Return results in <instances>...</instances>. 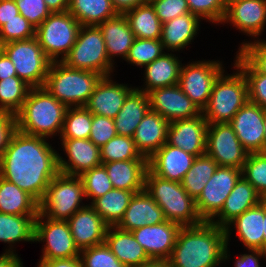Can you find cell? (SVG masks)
I'll use <instances>...</instances> for the list:
<instances>
[{
    "mask_svg": "<svg viewBox=\"0 0 266 267\" xmlns=\"http://www.w3.org/2000/svg\"><path fill=\"white\" fill-rule=\"evenodd\" d=\"M162 24L189 13L187 0H149Z\"/></svg>",
    "mask_w": 266,
    "mask_h": 267,
    "instance_id": "53",
    "label": "cell"
},
{
    "mask_svg": "<svg viewBox=\"0 0 266 267\" xmlns=\"http://www.w3.org/2000/svg\"><path fill=\"white\" fill-rule=\"evenodd\" d=\"M190 13L198 16L202 22L220 26L226 14L223 0H187Z\"/></svg>",
    "mask_w": 266,
    "mask_h": 267,
    "instance_id": "47",
    "label": "cell"
},
{
    "mask_svg": "<svg viewBox=\"0 0 266 267\" xmlns=\"http://www.w3.org/2000/svg\"><path fill=\"white\" fill-rule=\"evenodd\" d=\"M93 114L85 107H68L59 139H89Z\"/></svg>",
    "mask_w": 266,
    "mask_h": 267,
    "instance_id": "42",
    "label": "cell"
},
{
    "mask_svg": "<svg viewBox=\"0 0 266 267\" xmlns=\"http://www.w3.org/2000/svg\"><path fill=\"white\" fill-rule=\"evenodd\" d=\"M17 76L16 69L8 56L0 49V80Z\"/></svg>",
    "mask_w": 266,
    "mask_h": 267,
    "instance_id": "58",
    "label": "cell"
},
{
    "mask_svg": "<svg viewBox=\"0 0 266 267\" xmlns=\"http://www.w3.org/2000/svg\"><path fill=\"white\" fill-rule=\"evenodd\" d=\"M35 31L36 28L19 13L0 27V46L11 41L34 38Z\"/></svg>",
    "mask_w": 266,
    "mask_h": 267,
    "instance_id": "49",
    "label": "cell"
},
{
    "mask_svg": "<svg viewBox=\"0 0 266 267\" xmlns=\"http://www.w3.org/2000/svg\"><path fill=\"white\" fill-rule=\"evenodd\" d=\"M31 88L17 76L0 80V111L16 115L21 110Z\"/></svg>",
    "mask_w": 266,
    "mask_h": 267,
    "instance_id": "40",
    "label": "cell"
},
{
    "mask_svg": "<svg viewBox=\"0 0 266 267\" xmlns=\"http://www.w3.org/2000/svg\"><path fill=\"white\" fill-rule=\"evenodd\" d=\"M45 3L52 13L66 12L69 9L70 0H45Z\"/></svg>",
    "mask_w": 266,
    "mask_h": 267,
    "instance_id": "61",
    "label": "cell"
},
{
    "mask_svg": "<svg viewBox=\"0 0 266 267\" xmlns=\"http://www.w3.org/2000/svg\"><path fill=\"white\" fill-rule=\"evenodd\" d=\"M79 177L83 182L88 204H91L96 198L105 195L114 188L103 165L87 170Z\"/></svg>",
    "mask_w": 266,
    "mask_h": 267,
    "instance_id": "45",
    "label": "cell"
},
{
    "mask_svg": "<svg viewBox=\"0 0 266 267\" xmlns=\"http://www.w3.org/2000/svg\"><path fill=\"white\" fill-rule=\"evenodd\" d=\"M67 221L80 251L105 242L108 225L90 204L75 212Z\"/></svg>",
    "mask_w": 266,
    "mask_h": 267,
    "instance_id": "24",
    "label": "cell"
},
{
    "mask_svg": "<svg viewBox=\"0 0 266 267\" xmlns=\"http://www.w3.org/2000/svg\"><path fill=\"white\" fill-rule=\"evenodd\" d=\"M169 124L159 113L147 112L132 137L142 156L150 158L167 142Z\"/></svg>",
    "mask_w": 266,
    "mask_h": 267,
    "instance_id": "28",
    "label": "cell"
},
{
    "mask_svg": "<svg viewBox=\"0 0 266 267\" xmlns=\"http://www.w3.org/2000/svg\"><path fill=\"white\" fill-rule=\"evenodd\" d=\"M131 31L138 39H160L162 23L148 1L124 13Z\"/></svg>",
    "mask_w": 266,
    "mask_h": 267,
    "instance_id": "37",
    "label": "cell"
},
{
    "mask_svg": "<svg viewBox=\"0 0 266 267\" xmlns=\"http://www.w3.org/2000/svg\"><path fill=\"white\" fill-rule=\"evenodd\" d=\"M82 267H126L112 253L106 243L81 250Z\"/></svg>",
    "mask_w": 266,
    "mask_h": 267,
    "instance_id": "48",
    "label": "cell"
},
{
    "mask_svg": "<svg viewBox=\"0 0 266 267\" xmlns=\"http://www.w3.org/2000/svg\"><path fill=\"white\" fill-rule=\"evenodd\" d=\"M111 2L118 14H124L129 10L135 9L139 5L147 3L148 0H111Z\"/></svg>",
    "mask_w": 266,
    "mask_h": 267,
    "instance_id": "59",
    "label": "cell"
},
{
    "mask_svg": "<svg viewBox=\"0 0 266 267\" xmlns=\"http://www.w3.org/2000/svg\"><path fill=\"white\" fill-rule=\"evenodd\" d=\"M0 49L14 64L18 78L32 88L44 86L52 61L35 37L5 43Z\"/></svg>",
    "mask_w": 266,
    "mask_h": 267,
    "instance_id": "10",
    "label": "cell"
},
{
    "mask_svg": "<svg viewBox=\"0 0 266 267\" xmlns=\"http://www.w3.org/2000/svg\"><path fill=\"white\" fill-rule=\"evenodd\" d=\"M263 222H264L263 251L266 252V204L265 202H264V221Z\"/></svg>",
    "mask_w": 266,
    "mask_h": 267,
    "instance_id": "63",
    "label": "cell"
},
{
    "mask_svg": "<svg viewBox=\"0 0 266 267\" xmlns=\"http://www.w3.org/2000/svg\"><path fill=\"white\" fill-rule=\"evenodd\" d=\"M37 267H82L80 257L54 260H38Z\"/></svg>",
    "mask_w": 266,
    "mask_h": 267,
    "instance_id": "57",
    "label": "cell"
},
{
    "mask_svg": "<svg viewBox=\"0 0 266 267\" xmlns=\"http://www.w3.org/2000/svg\"><path fill=\"white\" fill-rule=\"evenodd\" d=\"M36 217L0 213V242L8 245L2 254H18L17 243H34Z\"/></svg>",
    "mask_w": 266,
    "mask_h": 267,
    "instance_id": "33",
    "label": "cell"
},
{
    "mask_svg": "<svg viewBox=\"0 0 266 267\" xmlns=\"http://www.w3.org/2000/svg\"><path fill=\"white\" fill-rule=\"evenodd\" d=\"M242 176L264 198L266 196V152L248 153Z\"/></svg>",
    "mask_w": 266,
    "mask_h": 267,
    "instance_id": "46",
    "label": "cell"
},
{
    "mask_svg": "<svg viewBox=\"0 0 266 267\" xmlns=\"http://www.w3.org/2000/svg\"><path fill=\"white\" fill-rule=\"evenodd\" d=\"M114 75L103 77L85 107L94 115L115 118L121 110L128 94L135 88L133 84L114 81Z\"/></svg>",
    "mask_w": 266,
    "mask_h": 267,
    "instance_id": "20",
    "label": "cell"
},
{
    "mask_svg": "<svg viewBox=\"0 0 266 267\" xmlns=\"http://www.w3.org/2000/svg\"><path fill=\"white\" fill-rule=\"evenodd\" d=\"M218 166L217 162L206 154L195 158L192 167L181 182L187 194L195 201L201 195L202 190L216 172Z\"/></svg>",
    "mask_w": 266,
    "mask_h": 267,
    "instance_id": "39",
    "label": "cell"
},
{
    "mask_svg": "<svg viewBox=\"0 0 266 267\" xmlns=\"http://www.w3.org/2000/svg\"><path fill=\"white\" fill-rule=\"evenodd\" d=\"M182 61L177 52H165L143 68V84L135 87L147 94L156 88L178 84Z\"/></svg>",
    "mask_w": 266,
    "mask_h": 267,
    "instance_id": "27",
    "label": "cell"
},
{
    "mask_svg": "<svg viewBox=\"0 0 266 267\" xmlns=\"http://www.w3.org/2000/svg\"><path fill=\"white\" fill-rule=\"evenodd\" d=\"M223 63L219 59H191L181 65L178 86L201 112L208 104L215 80L226 69Z\"/></svg>",
    "mask_w": 266,
    "mask_h": 267,
    "instance_id": "11",
    "label": "cell"
},
{
    "mask_svg": "<svg viewBox=\"0 0 266 267\" xmlns=\"http://www.w3.org/2000/svg\"><path fill=\"white\" fill-rule=\"evenodd\" d=\"M85 200L81 178L60 172L47 187L45 196L39 203V212L52 220L67 221L86 206Z\"/></svg>",
    "mask_w": 266,
    "mask_h": 267,
    "instance_id": "7",
    "label": "cell"
},
{
    "mask_svg": "<svg viewBox=\"0 0 266 267\" xmlns=\"http://www.w3.org/2000/svg\"><path fill=\"white\" fill-rule=\"evenodd\" d=\"M201 21L198 16L189 12L162 24L160 41L164 49L168 52L182 53L199 36L203 24Z\"/></svg>",
    "mask_w": 266,
    "mask_h": 267,
    "instance_id": "25",
    "label": "cell"
},
{
    "mask_svg": "<svg viewBox=\"0 0 266 267\" xmlns=\"http://www.w3.org/2000/svg\"><path fill=\"white\" fill-rule=\"evenodd\" d=\"M248 252L237 254V258L233 259L234 267H262L261 259L266 261V252L258 249H247Z\"/></svg>",
    "mask_w": 266,
    "mask_h": 267,
    "instance_id": "55",
    "label": "cell"
},
{
    "mask_svg": "<svg viewBox=\"0 0 266 267\" xmlns=\"http://www.w3.org/2000/svg\"><path fill=\"white\" fill-rule=\"evenodd\" d=\"M147 94L150 110L159 113L170 123L195 118L202 113L178 84L156 88Z\"/></svg>",
    "mask_w": 266,
    "mask_h": 267,
    "instance_id": "16",
    "label": "cell"
},
{
    "mask_svg": "<svg viewBox=\"0 0 266 267\" xmlns=\"http://www.w3.org/2000/svg\"><path fill=\"white\" fill-rule=\"evenodd\" d=\"M180 228L179 224L166 220L160 224L146 225L131 232L151 260L167 261L175 246Z\"/></svg>",
    "mask_w": 266,
    "mask_h": 267,
    "instance_id": "19",
    "label": "cell"
},
{
    "mask_svg": "<svg viewBox=\"0 0 266 267\" xmlns=\"http://www.w3.org/2000/svg\"><path fill=\"white\" fill-rule=\"evenodd\" d=\"M50 139L16 130L0 158V177L16 184L38 203L59 173L58 154Z\"/></svg>",
    "mask_w": 266,
    "mask_h": 267,
    "instance_id": "1",
    "label": "cell"
},
{
    "mask_svg": "<svg viewBox=\"0 0 266 267\" xmlns=\"http://www.w3.org/2000/svg\"><path fill=\"white\" fill-rule=\"evenodd\" d=\"M150 110L149 97L136 87L128 94L124 105L114 118L119 136L133 137L137 126Z\"/></svg>",
    "mask_w": 266,
    "mask_h": 267,
    "instance_id": "34",
    "label": "cell"
},
{
    "mask_svg": "<svg viewBox=\"0 0 266 267\" xmlns=\"http://www.w3.org/2000/svg\"><path fill=\"white\" fill-rule=\"evenodd\" d=\"M145 190L162 209L167 221L181 227L203 222L197 212L196 201L187 194L180 182L160 178L148 169Z\"/></svg>",
    "mask_w": 266,
    "mask_h": 267,
    "instance_id": "6",
    "label": "cell"
},
{
    "mask_svg": "<svg viewBox=\"0 0 266 267\" xmlns=\"http://www.w3.org/2000/svg\"><path fill=\"white\" fill-rule=\"evenodd\" d=\"M223 1L226 5V8H227L230 4L237 2V1H240V0H223Z\"/></svg>",
    "mask_w": 266,
    "mask_h": 267,
    "instance_id": "65",
    "label": "cell"
},
{
    "mask_svg": "<svg viewBox=\"0 0 266 267\" xmlns=\"http://www.w3.org/2000/svg\"><path fill=\"white\" fill-rule=\"evenodd\" d=\"M62 62L70 68L93 71L104 77L117 75L98 26H81L75 44Z\"/></svg>",
    "mask_w": 266,
    "mask_h": 267,
    "instance_id": "8",
    "label": "cell"
},
{
    "mask_svg": "<svg viewBox=\"0 0 266 267\" xmlns=\"http://www.w3.org/2000/svg\"><path fill=\"white\" fill-rule=\"evenodd\" d=\"M0 213L38 215L39 203L16 184L0 177Z\"/></svg>",
    "mask_w": 266,
    "mask_h": 267,
    "instance_id": "35",
    "label": "cell"
},
{
    "mask_svg": "<svg viewBox=\"0 0 266 267\" xmlns=\"http://www.w3.org/2000/svg\"><path fill=\"white\" fill-rule=\"evenodd\" d=\"M208 122L201 113L195 118L176 120L169 124L167 143L196 157L206 151Z\"/></svg>",
    "mask_w": 266,
    "mask_h": 267,
    "instance_id": "21",
    "label": "cell"
},
{
    "mask_svg": "<svg viewBox=\"0 0 266 267\" xmlns=\"http://www.w3.org/2000/svg\"><path fill=\"white\" fill-rule=\"evenodd\" d=\"M264 201L244 211L224 229L227 246H230L232 234L237 236L241 245L247 249L263 250ZM234 232V233H233ZM236 233V234H235Z\"/></svg>",
    "mask_w": 266,
    "mask_h": 267,
    "instance_id": "22",
    "label": "cell"
},
{
    "mask_svg": "<svg viewBox=\"0 0 266 267\" xmlns=\"http://www.w3.org/2000/svg\"><path fill=\"white\" fill-rule=\"evenodd\" d=\"M230 252L225 229L203 221L180 228L167 262L172 267H221L234 258Z\"/></svg>",
    "mask_w": 266,
    "mask_h": 267,
    "instance_id": "2",
    "label": "cell"
},
{
    "mask_svg": "<svg viewBox=\"0 0 266 267\" xmlns=\"http://www.w3.org/2000/svg\"><path fill=\"white\" fill-rule=\"evenodd\" d=\"M102 31L106 45L107 56L110 62L117 67L118 57L125 61L131 46L135 40L124 14H118L98 25Z\"/></svg>",
    "mask_w": 266,
    "mask_h": 267,
    "instance_id": "29",
    "label": "cell"
},
{
    "mask_svg": "<svg viewBox=\"0 0 266 267\" xmlns=\"http://www.w3.org/2000/svg\"><path fill=\"white\" fill-rule=\"evenodd\" d=\"M228 24L249 41L260 39L266 30V0H240L230 4L221 25Z\"/></svg>",
    "mask_w": 266,
    "mask_h": 267,
    "instance_id": "15",
    "label": "cell"
},
{
    "mask_svg": "<svg viewBox=\"0 0 266 267\" xmlns=\"http://www.w3.org/2000/svg\"><path fill=\"white\" fill-rule=\"evenodd\" d=\"M102 165L114 188L132 191L134 194L145 190L148 160L113 161Z\"/></svg>",
    "mask_w": 266,
    "mask_h": 267,
    "instance_id": "32",
    "label": "cell"
},
{
    "mask_svg": "<svg viewBox=\"0 0 266 267\" xmlns=\"http://www.w3.org/2000/svg\"><path fill=\"white\" fill-rule=\"evenodd\" d=\"M19 13L37 28L52 12L45 0H14Z\"/></svg>",
    "mask_w": 266,
    "mask_h": 267,
    "instance_id": "51",
    "label": "cell"
},
{
    "mask_svg": "<svg viewBox=\"0 0 266 267\" xmlns=\"http://www.w3.org/2000/svg\"><path fill=\"white\" fill-rule=\"evenodd\" d=\"M58 140H60L59 144L61 145L59 146L61 147L57 149L64 153L58 154L59 170L61 173L80 176L83 172L102 165L100 148L90 139Z\"/></svg>",
    "mask_w": 266,
    "mask_h": 267,
    "instance_id": "17",
    "label": "cell"
},
{
    "mask_svg": "<svg viewBox=\"0 0 266 267\" xmlns=\"http://www.w3.org/2000/svg\"><path fill=\"white\" fill-rule=\"evenodd\" d=\"M42 243L38 260L68 259L80 256L68 221L52 220L40 212L35 220L34 243Z\"/></svg>",
    "mask_w": 266,
    "mask_h": 267,
    "instance_id": "12",
    "label": "cell"
},
{
    "mask_svg": "<svg viewBox=\"0 0 266 267\" xmlns=\"http://www.w3.org/2000/svg\"><path fill=\"white\" fill-rule=\"evenodd\" d=\"M82 25L69 12L51 13L35 31V38L52 61H63L69 54Z\"/></svg>",
    "mask_w": 266,
    "mask_h": 267,
    "instance_id": "9",
    "label": "cell"
},
{
    "mask_svg": "<svg viewBox=\"0 0 266 267\" xmlns=\"http://www.w3.org/2000/svg\"><path fill=\"white\" fill-rule=\"evenodd\" d=\"M229 124L248 153L264 152V109L248 101Z\"/></svg>",
    "mask_w": 266,
    "mask_h": 267,
    "instance_id": "18",
    "label": "cell"
},
{
    "mask_svg": "<svg viewBox=\"0 0 266 267\" xmlns=\"http://www.w3.org/2000/svg\"><path fill=\"white\" fill-rule=\"evenodd\" d=\"M232 74L225 69L215 80L211 96L202 114L208 124L229 123L248 101L247 82L243 72L231 62Z\"/></svg>",
    "mask_w": 266,
    "mask_h": 267,
    "instance_id": "5",
    "label": "cell"
},
{
    "mask_svg": "<svg viewBox=\"0 0 266 267\" xmlns=\"http://www.w3.org/2000/svg\"><path fill=\"white\" fill-rule=\"evenodd\" d=\"M104 76L68 67L62 61L50 64L44 88L67 107H83Z\"/></svg>",
    "mask_w": 266,
    "mask_h": 267,
    "instance_id": "4",
    "label": "cell"
},
{
    "mask_svg": "<svg viewBox=\"0 0 266 267\" xmlns=\"http://www.w3.org/2000/svg\"><path fill=\"white\" fill-rule=\"evenodd\" d=\"M137 267H172L167 261H155L152 260L149 263L144 264L143 266Z\"/></svg>",
    "mask_w": 266,
    "mask_h": 267,
    "instance_id": "62",
    "label": "cell"
},
{
    "mask_svg": "<svg viewBox=\"0 0 266 267\" xmlns=\"http://www.w3.org/2000/svg\"><path fill=\"white\" fill-rule=\"evenodd\" d=\"M241 176V169L218 166L196 200L197 212L202 221L211 222L219 214Z\"/></svg>",
    "mask_w": 266,
    "mask_h": 267,
    "instance_id": "13",
    "label": "cell"
},
{
    "mask_svg": "<svg viewBox=\"0 0 266 267\" xmlns=\"http://www.w3.org/2000/svg\"><path fill=\"white\" fill-rule=\"evenodd\" d=\"M262 199L255 188L241 176L226 198L221 211L211 222L225 228L244 211L261 202Z\"/></svg>",
    "mask_w": 266,
    "mask_h": 267,
    "instance_id": "31",
    "label": "cell"
},
{
    "mask_svg": "<svg viewBox=\"0 0 266 267\" xmlns=\"http://www.w3.org/2000/svg\"><path fill=\"white\" fill-rule=\"evenodd\" d=\"M67 109L44 87L31 88L21 110L16 114L17 130L50 140L60 137Z\"/></svg>",
    "mask_w": 266,
    "mask_h": 267,
    "instance_id": "3",
    "label": "cell"
},
{
    "mask_svg": "<svg viewBox=\"0 0 266 267\" xmlns=\"http://www.w3.org/2000/svg\"><path fill=\"white\" fill-rule=\"evenodd\" d=\"M102 164L124 160H148L136 149L134 140L128 136H115L100 148Z\"/></svg>",
    "mask_w": 266,
    "mask_h": 267,
    "instance_id": "43",
    "label": "cell"
},
{
    "mask_svg": "<svg viewBox=\"0 0 266 267\" xmlns=\"http://www.w3.org/2000/svg\"><path fill=\"white\" fill-rule=\"evenodd\" d=\"M113 118L94 115L89 139L99 148L117 136Z\"/></svg>",
    "mask_w": 266,
    "mask_h": 267,
    "instance_id": "52",
    "label": "cell"
},
{
    "mask_svg": "<svg viewBox=\"0 0 266 267\" xmlns=\"http://www.w3.org/2000/svg\"><path fill=\"white\" fill-rule=\"evenodd\" d=\"M234 56L233 63L246 78L249 102L266 110V74L259 73L238 51Z\"/></svg>",
    "mask_w": 266,
    "mask_h": 267,
    "instance_id": "41",
    "label": "cell"
},
{
    "mask_svg": "<svg viewBox=\"0 0 266 267\" xmlns=\"http://www.w3.org/2000/svg\"><path fill=\"white\" fill-rule=\"evenodd\" d=\"M16 130V115L0 111V158L8 147L9 141Z\"/></svg>",
    "mask_w": 266,
    "mask_h": 267,
    "instance_id": "54",
    "label": "cell"
},
{
    "mask_svg": "<svg viewBox=\"0 0 266 267\" xmlns=\"http://www.w3.org/2000/svg\"><path fill=\"white\" fill-rule=\"evenodd\" d=\"M68 11L82 26H98L118 15L111 0H70Z\"/></svg>",
    "mask_w": 266,
    "mask_h": 267,
    "instance_id": "36",
    "label": "cell"
},
{
    "mask_svg": "<svg viewBox=\"0 0 266 267\" xmlns=\"http://www.w3.org/2000/svg\"><path fill=\"white\" fill-rule=\"evenodd\" d=\"M166 221L162 209L146 190L135 193L116 225L125 231H133L146 225H157Z\"/></svg>",
    "mask_w": 266,
    "mask_h": 267,
    "instance_id": "26",
    "label": "cell"
},
{
    "mask_svg": "<svg viewBox=\"0 0 266 267\" xmlns=\"http://www.w3.org/2000/svg\"><path fill=\"white\" fill-rule=\"evenodd\" d=\"M19 14L14 0H0V27Z\"/></svg>",
    "mask_w": 266,
    "mask_h": 267,
    "instance_id": "56",
    "label": "cell"
},
{
    "mask_svg": "<svg viewBox=\"0 0 266 267\" xmlns=\"http://www.w3.org/2000/svg\"><path fill=\"white\" fill-rule=\"evenodd\" d=\"M134 193L113 188L96 198L90 205L108 226H116L122 219Z\"/></svg>",
    "mask_w": 266,
    "mask_h": 267,
    "instance_id": "38",
    "label": "cell"
},
{
    "mask_svg": "<svg viewBox=\"0 0 266 267\" xmlns=\"http://www.w3.org/2000/svg\"><path fill=\"white\" fill-rule=\"evenodd\" d=\"M165 52L164 46L160 39H138L135 38L129 53L125 59L127 64L144 68Z\"/></svg>",
    "mask_w": 266,
    "mask_h": 267,
    "instance_id": "44",
    "label": "cell"
},
{
    "mask_svg": "<svg viewBox=\"0 0 266 267\" xmlns=\"http://www.w3.org/2000/svg\"><path fill=\"white\" fill-rule=\"evenodd\" d=\"M205 154L219 166L241 169L248 152L243 148L229 123L208 124Z\"/></svg>",
    "mask_w": 266,
    "mask_h": 267,
    "instance_id": "14",
    "label": "cell"
},
{
    "mask_svg": "<svg viewBox=\"0 0 266 267\" xmlns=\"http://www.w3.org/2000/svg\"><path fill=\"white\" fill-rule=\"evenodd\" d=\"M196 156L167 142L148 158V169L165 180L182 182Z\"/></svg>",
    "mask_w": 266,
    "mask_h": 267,
    "instance_id": "23",
    "label": "cell"
},
{
    "mask_svg": "<svg viewBox=\"0 0 266 267\" xmlns=\"http://www.w3.org/2000/svg\"><path fill=\"white\" fill-rule=\"evenodd\" d=\"M19 254H0V267H25Z\"/></svg>",
    "mask_w": 266,
    "mask_h": 267,
    "instance_id": "60",
    "label": "cell"
},
{
    "mask_svg": "<svg viewBox=\"0 0 266 267\" xmlns=\"http://www.w3.org/2000/svg\"><path fill=\"white\" fill-rule=\"evenodd\" d=\"M105 243L117 259L126 267L143 266L152 261L131 231L108 226Z\"/></svg>",
    "mask_w": 266,
    "mask_h": 267,
    "instance_id": "30",
    "label": "cell"
},
{
    "mask_svg": "<svg viewBox=\"0 0 266 267\" xmlns=\"http://www.w3.org/2000/svg\"><path fill=\"white\" fill-rule=\"evenodd\" d=\"M264 152H266V110H264Z\"/></svg>",
    "mask_w": 266,
    "mask_h": 267,
    "instance_id": "64",
    "label": "cell"
},
{
    "mask_svg": "<svg viewBox=\"0 0 266 267\" xmlns=\"http://www.w3.org/2000/svg\"><path fill=\"white\" fill-rule=\"evenodd\" d=\"M264 202H265V204H266V196L262 199Z\"/></svg>",
    "mask_w": 266,
    "mask_h": 267,
    "instance_id": "66",
    "label": "cell"
},
{
    "mask_svg": "<svg viewBox=\"0 0 266 267\" xmlns=\"http://www.w3.org/2000/svg\"><path fill=\"white\" fill-rule=\"evenodd\" d=\"M246 40V41H245ZM238 52L259 72L266 74V39L242 40Z\"/></svg>",
    "mask_w": 266,
    "mask_h": 267,
    "instance_id": "50",
    "label": "cell"
}]
</instances>
